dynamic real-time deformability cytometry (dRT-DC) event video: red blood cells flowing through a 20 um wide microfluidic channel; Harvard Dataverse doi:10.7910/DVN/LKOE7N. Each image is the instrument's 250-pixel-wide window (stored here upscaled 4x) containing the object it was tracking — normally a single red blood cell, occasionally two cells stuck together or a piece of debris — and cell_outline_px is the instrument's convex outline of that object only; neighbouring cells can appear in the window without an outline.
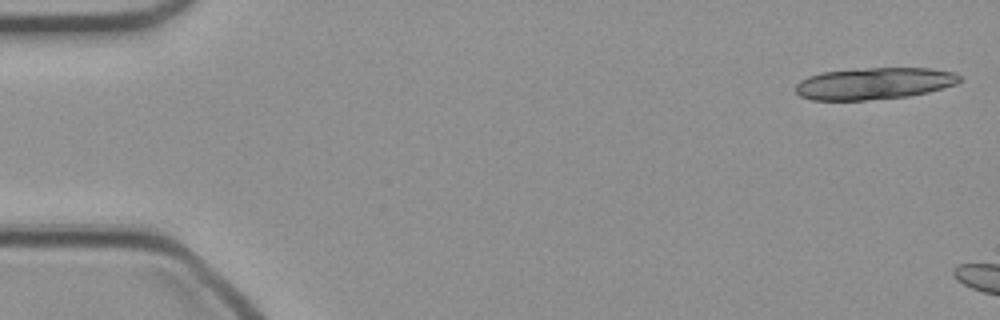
{"species": "common noctule bat (a hibernating species)", "species_latin": "Nyctalus noctula", "temperature_condition": "cold", "stored_images_in_passage": 5, "camera_frame_rate_fps": 3000, "um_per_image_px": 0.085, "animal": {"sex": "female", "body_mass_g": 21.9}, "frame": {"image": 1, "passage_image": 1, "time_ms": 0.0, "image_size_px": [1000, 320], "cell_outline_px": [[960, 80], [956, 84], [928, 92], [908, 96], [864, 100], [812, 100], [800, 96], [796, 92], [796, 84], [800, 80], [808, 76], [820, 72], [868, 68], [928, 68], [956, 72], [960, 76]], "centroid_in_image_um": [74.29, 7.09], "position_along_channel_um": 10.7, "area_um2": 30.35}}